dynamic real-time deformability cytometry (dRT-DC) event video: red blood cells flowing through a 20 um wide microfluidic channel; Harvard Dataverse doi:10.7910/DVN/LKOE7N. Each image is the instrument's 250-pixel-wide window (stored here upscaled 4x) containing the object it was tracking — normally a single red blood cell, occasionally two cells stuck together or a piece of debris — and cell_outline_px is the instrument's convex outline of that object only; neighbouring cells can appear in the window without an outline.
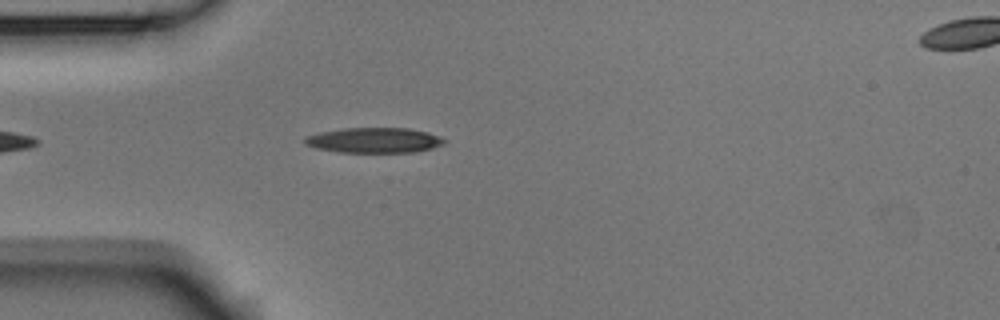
{"species": "Egyptian fruit bat (a non-hibernating species)", "species_latin": "Rousettus aegyptiacus", "temperature_condition": "room temperature", "stored_images_in_passage": 22, "camera_frame_rate_fps": 3000, "um_per_image_px": 0.085, "animal": {"sex": "male"}, "frame": {"image": 1, "passage_image": 5, "time_ms": 1.333, "image_size_px": [1000, 320], "cell_outline_px": [[448, 140], [444, 144], [432, 148], [412, 152], [340, 152], [316, 148], [304, 144], [304, 136], [320, 132], [344, 128], [408, 128], [428, 132], [440, 136]], "centroid_in_image_um": [31.81, 11.91], "position_along_channel_um": 53.2, "area_um2": 20.58}}
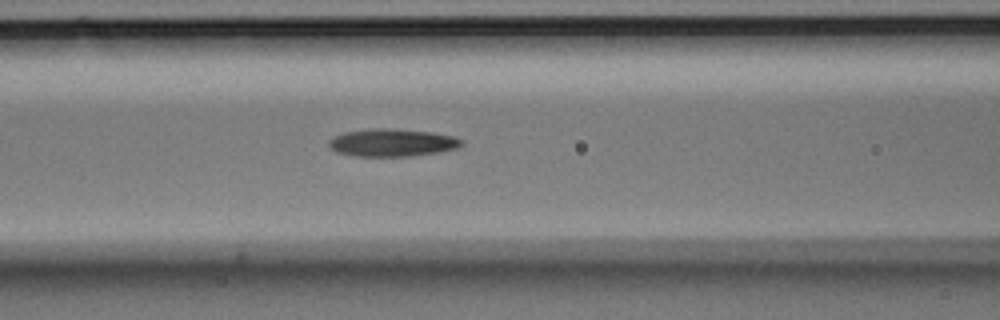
{"frame": {"image": 2, "passage_image": 12, "time_ms": 3.667, "image_size_px": [1000, 320], "cell_outline_px": [[464, 144], [456, 148], [436, 152], [412, 156], [352, 156], [336, 152], [328, 144], [328, 140], [344, 132], [380, 128], [388, 128], [428, 132], [452, 136], [460, 140]], "centroid_in_image_um": [33.29, 12.13], "position_along_channel_um": 133.3, "area_um2": 20.98}}
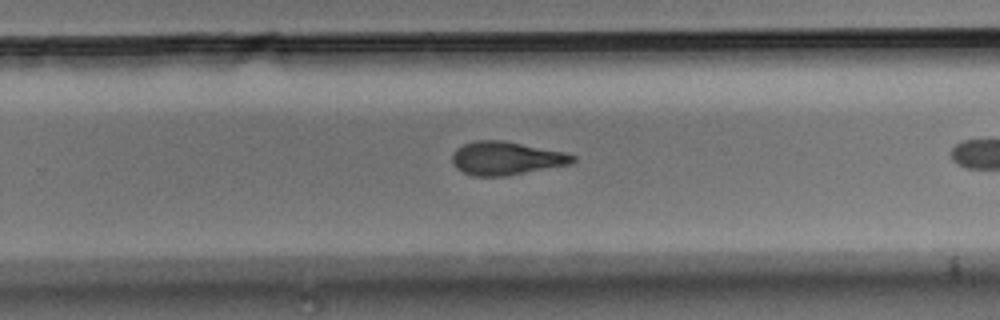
{"frame": {"image": 3, "passage_image": 21, "time_ms": 6.667, "image_size_px": [1000, 320], "cell_outline_px": [[576, 160], [568, 164], [508, 176], [476, 176], [464, 172], [456, 168], [452, 160], [452, 152], [456, 148], [464, 144], [476, 140], [504, 140], [564, 152], [576, 156]], "centroid_in_image_um": [43.0, 13.44], "position_along_channel_um": 286.8, "area_um2": 23.35}}